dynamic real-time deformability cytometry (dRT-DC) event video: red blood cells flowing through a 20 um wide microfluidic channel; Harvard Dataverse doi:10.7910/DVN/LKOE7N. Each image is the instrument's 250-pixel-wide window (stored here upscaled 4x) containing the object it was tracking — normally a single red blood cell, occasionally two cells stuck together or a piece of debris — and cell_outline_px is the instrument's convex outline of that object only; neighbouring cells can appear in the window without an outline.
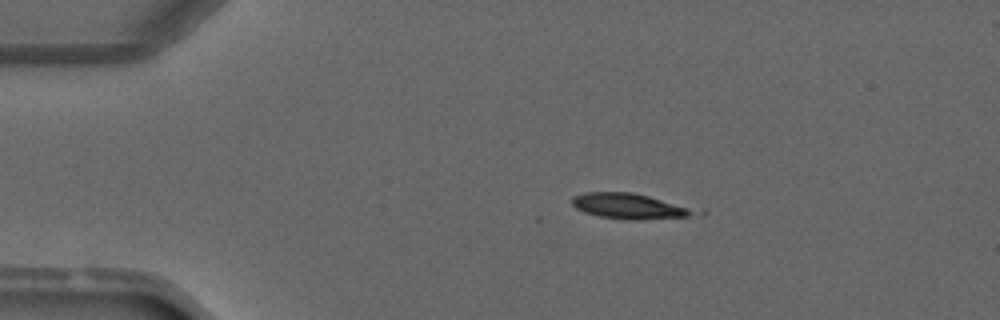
{"species": "common noctule bat (a hibernating species)", "species_latin": "Nyctalus noctula", "temperature_condition": "warm", "stored_images_in_passage": 2, "camera_frame_rate_fps": 3000, "um_per_image_px": 0.085, "animal": {"sex": "male", "forearm_length_mm": 52.5}, "frame": {"image": 1, "passage_image": 1, "time_ms": 0.0, "image_size_px": [1000, 320], "cell_outline_px": [[696, 212], [688, 216], [632, 220], [600, 216], [584, 212], [576, 208], [572, 204], [572, 196], [584, 192], [632, 192], [648, 196], [688, 208]], "centroid_in_image_um": [53.33, 17.51], "position_along_channel_um": 31.7, "area_um2": 17.46}}